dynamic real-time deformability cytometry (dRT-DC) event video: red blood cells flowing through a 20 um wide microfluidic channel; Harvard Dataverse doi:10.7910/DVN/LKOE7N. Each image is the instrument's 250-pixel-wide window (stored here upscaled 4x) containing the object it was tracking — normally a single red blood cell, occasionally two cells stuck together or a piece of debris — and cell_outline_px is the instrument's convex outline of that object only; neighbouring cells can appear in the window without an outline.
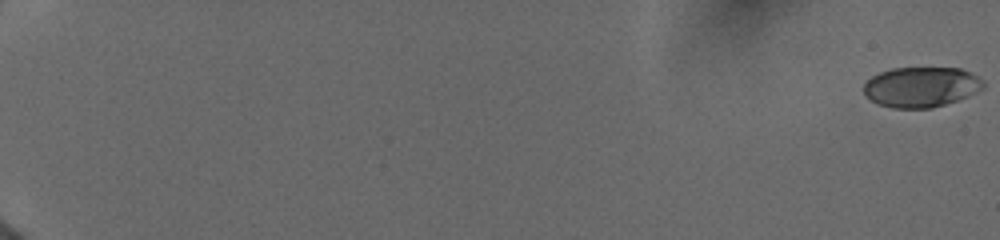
{"species": "human", "species_latin": "Homo sapiens", "temperature_condition": "cold", "stored_images_in_passage": 9, "camera_frame_rate_fps": 3000, "um_per_image_px": 0.085, "donor": {"sex": "female"}, "frame": {"image": 1, "passage_image": 1, "time_ms": 0.0, "image_size_px": [1000, 240], "cell_outline_px": [[984, 88], [968, 96], [932, 108], [892, 108], [876, 104], [864, 96], [864, 84], [872, 76], [880, 72], [892, 68], [960, 68], [984, 80]], "centroid_in_image_um": [78.27, 7.4], "position_along_channel_um": 6.7, "area_um2": 28.09}}